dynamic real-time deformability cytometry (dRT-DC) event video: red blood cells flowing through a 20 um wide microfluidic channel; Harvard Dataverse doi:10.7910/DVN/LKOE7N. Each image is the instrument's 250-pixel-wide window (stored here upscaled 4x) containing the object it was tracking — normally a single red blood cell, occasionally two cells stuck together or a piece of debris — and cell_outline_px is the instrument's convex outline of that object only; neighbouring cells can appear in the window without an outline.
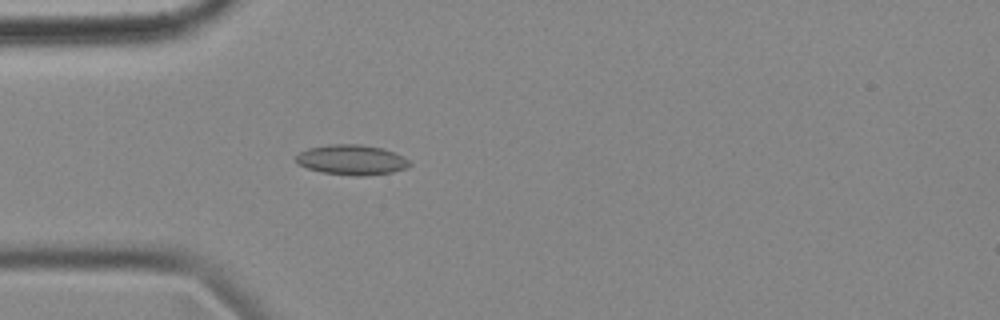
{"species": "common noctule bat (a hibernating species)", "species_latin": "Nyctalus noctula", "temperature_condition": "cold", "stored_images_in_passage": 48, "segment_of_instrument_passage": [1, 2], "camera_frame_rate_fps": 3000, "um_per_image_px": 0.085, "animal": {"sex": "female", "body_mass_g": 18.4}, "frame": {"image": 1, "passage_image": 11, "time_ms": 3.333, "image_size_px": [1000, 320], "cell_outline_px": [[412, 164], [404, 168], [392, 172], [364, 176], [356, 176], [324, 172], [308, 168], [300, 164], [296, 160], [296, 156], [300, 152], [308, 148], [332, 144], [360, 144], [380, 148], [392, 152], [408, 160]], "centroid_in_image_um": [29.88, 13.58], "position_along_channel_um": 55.1, "area_um2": 19.48}}
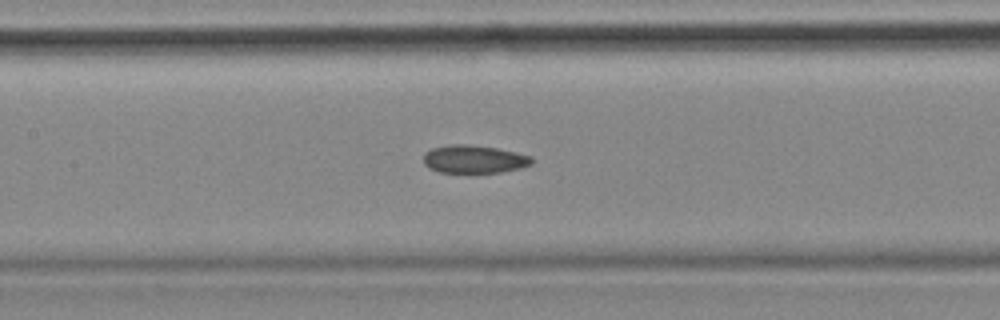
{"frame": {"image": 2, "passage_image": 21, "time_ms": 6.667, "image_size_px": [1000, 320], "cell_outline_px": [[532, 164], [520, 168], [500, 172], [440, 172], [428, 168], [424, 164], [424, 152], [432, 148], [452, 144], [468, 144], [496, 148], [516, 152], [532, 156]], "centroid_in_image_um": [40.28, 13.52], "position_along_channel_um": 167.1, "area_um2": 17.63}}
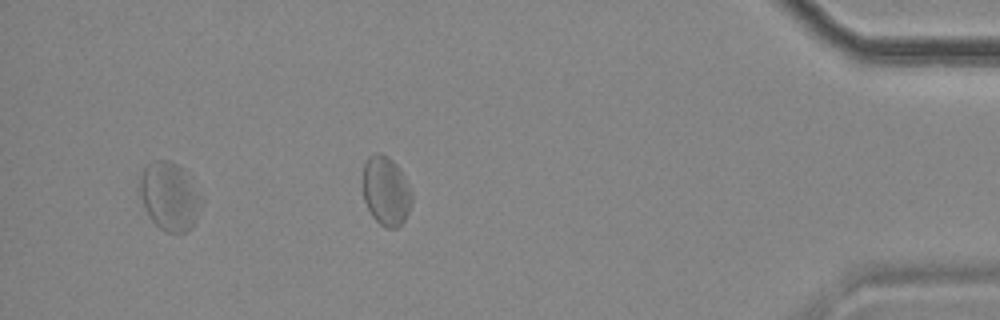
{"frame": {"image": 3, "passage_image": 45, "time_ms": 14.667, "image_size_px": [1000, 320], "cell_outline_px": [[204, 200], [196, 220], [192, 228], [188, 232], [168, 232], [160, 228], [152, 220], [136, 188], [140, 176], [144, 168], [148, 164], [156, 160], [168, 160], [176, 164], [180, 168]], "centroid_in_image_um": [14.39, 16.71], "position_along_channel_um": 420.8, "area_um2": 24.28}}